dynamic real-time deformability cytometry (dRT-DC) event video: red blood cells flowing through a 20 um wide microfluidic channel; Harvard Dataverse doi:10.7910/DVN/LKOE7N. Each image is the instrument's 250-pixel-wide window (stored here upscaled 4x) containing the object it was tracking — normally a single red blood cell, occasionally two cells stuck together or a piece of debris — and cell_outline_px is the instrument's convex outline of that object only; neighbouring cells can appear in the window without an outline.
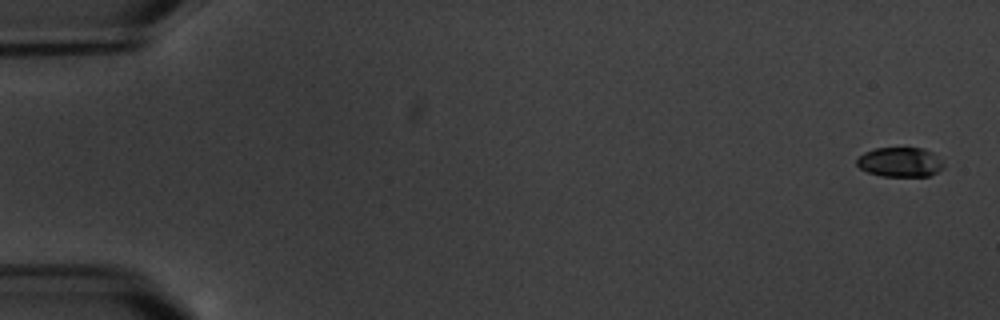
{"species": "common noctule bat (a hibernating species)", "species_latin": "Nyctalus noctula", "temperature_condition": "warm", "stored_images_in_passage": 6, "camera_frame_rate_fps": 3000, "um_per_image_px": 0.085, "animal": {"sex": "male", "body_mass_g": 20.1, "forearm_length_mm": 53.5}, "frame": {"image": 1, "passage_image": 1, "time_ms": 0.0, "image_size_px": [1000, 320], "cell_outline_px": [[944, 168], [928, 176], [880, 176], [868, 172], [860, 168], [856, 164], [856, 160], [864, 152], [876, 148], [924, 148], [932, 152], [944, 164]], "centroid_in_image_um": [76.49, 13.78], "position_along_channel_um": 8.5, "area_um2": 14.91}}
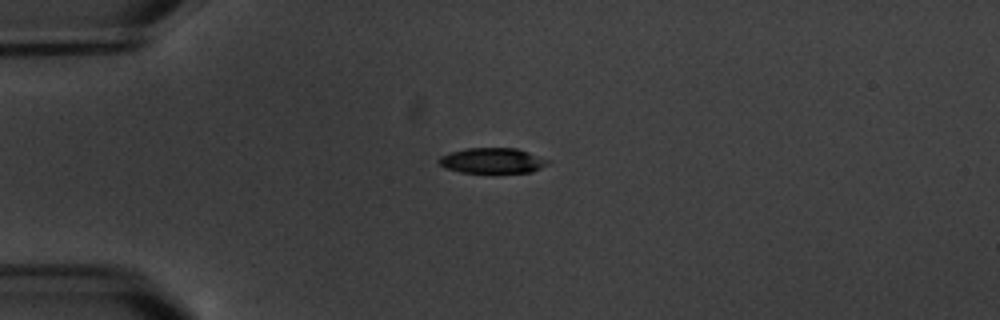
{"frame": {"image": 2, "passage_image": 5, "time_ms": 4.667, "image_size_px": [1000, 320], "cell_outline_px": [[552, 164], [532, 172], [460, 172], [444, 168], [436, 160], [440, 156], [452, 152], [468, 148], [516, 148], [552, 160]], "centroid_in_image_um": [41.91, 13.65], "position_along_channel_um": 43.1, "area_um2": 16.24}}